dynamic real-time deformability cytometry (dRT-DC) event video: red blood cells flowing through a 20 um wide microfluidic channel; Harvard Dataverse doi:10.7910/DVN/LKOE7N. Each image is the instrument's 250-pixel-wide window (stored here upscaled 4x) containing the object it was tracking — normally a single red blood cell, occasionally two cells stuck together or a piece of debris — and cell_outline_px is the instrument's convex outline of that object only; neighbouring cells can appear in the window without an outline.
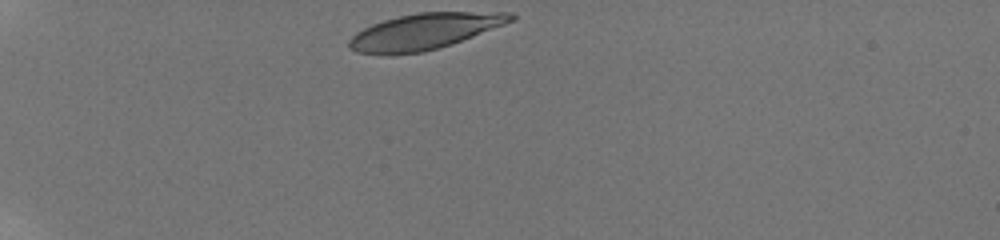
{"species": "human", "species_latin": "Homo sapiens", "temperature_condition": "room temperature", "stored_images_in_passage": 13, "camera_frame_rate_fps": 3000, "um_per_image_px": 0.085, "donor": {"sex": "male"}, "frame": {"image": 1, "passage_image": 1, "time_ms": 0.0, "image_size_px": [1000, 240], "cell_outline_px": [[516, 20], [472, 36], [424, 52], [392, 56], [388, 56], [356, 52], [348, 48], [348, 40], [356, 32], [372, 24], [384, 20], [416, 12], [512, 12], [516, 16]], "centroid_in_image_um": [36.03, 2.68], "position_along_channel_um": 49.0, "area_um2": 33.99}}
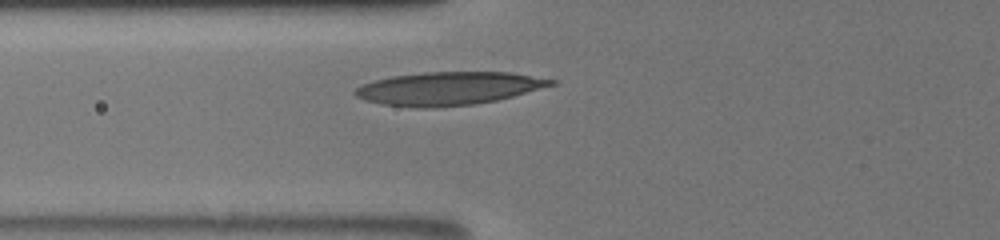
{"frame": {"image": 2, "passage_image": 10, "time_ms": 2.333, "image_size_px": [1000, 240], "cell_outline_px": [[556, 84], [512, 96], [496, 100], [476, 104], [432, 108], [416, 108], [380, 104], [364, 100], [356, 96], [352, 92], [356, 88], [364, 84], [376, 80], [392, 76], [424, 72], [512, 72], [556, 80]], "centroid_in_image_um": [38.11, 7.52], "position_along_channel_um": 87.7, "area_um2": 37.86}}
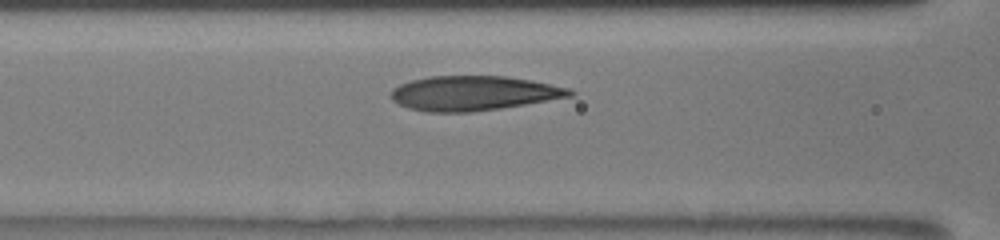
{"frame": {"image": 3, "passage_image": 12, "time_ms": 3.333, "image_size_px": [1000, 240], "cell_outline_px": [[576, 92], [572, 96], [500, 108], [472, 112], [424, 112], [408, 108], [392, 100], [388, 92], [392, 88], [400, 84], [412, 80], [428, 76], [504, 76], [532, 80], [568, 88]], "centroid_in_image_um": [40.19, 7.92], "position_along_channel_um": 126.4, "area_um2": 36.13}}